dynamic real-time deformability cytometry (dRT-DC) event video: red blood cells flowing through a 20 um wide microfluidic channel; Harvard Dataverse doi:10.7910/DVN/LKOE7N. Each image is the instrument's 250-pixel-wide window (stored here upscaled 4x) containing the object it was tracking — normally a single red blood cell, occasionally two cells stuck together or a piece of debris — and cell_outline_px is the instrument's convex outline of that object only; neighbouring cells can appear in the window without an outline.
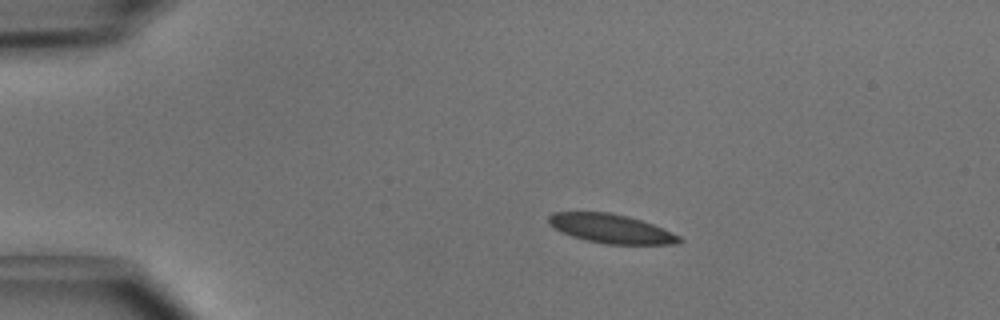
{"species": "common noctule bat (a hibernating species)", "species_latin": "Nyctalus noctula", "temperature_condition": "cold", "stored_images_in_passage": 4, "camera_frame_rate_fps": 3000, "um_per_image_px": 0.085, "animal": {"sex": "male", "body_mass_g": 15.6}, "frame": {"image": 1, "passage_image": 1, "time_ms": 0.0, "image_size_px": [1000, 320], "cell_outline_px": [[684, 240], [680, 244], [604, 244], [572, 236], [548, 224], [548, 216], [552, 212], [608, 212], [628, 216], [652, 224], [680, 236]], "centroid_in_image_um": [51.96, 19.43], "position_along_channel_um": 33.0, "area_um2": 21.91}}
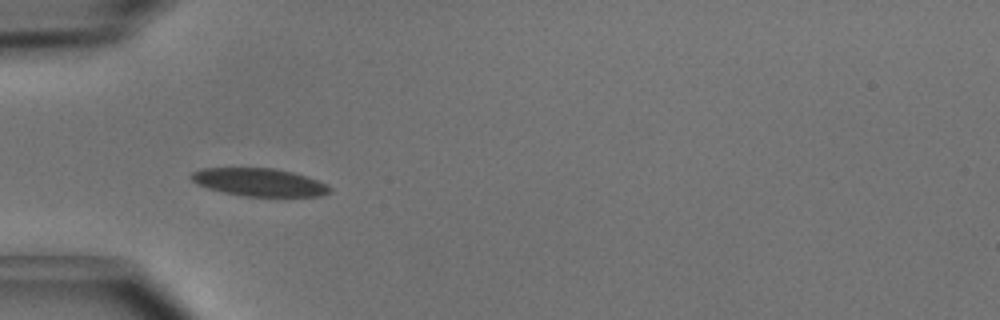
{"frame": {"image": 2, "passage_image": 2, "time_ms": 0.333, "image_size_px": [1000, 320], "cell_outline_px": [[332, 192], [320, 196], [244, 196], [224, 192], [208, 188], [196, 184], [188, 176], [192, 172], [200, 168], [276, 168], [292, 172], [328, 184], [332, 188]], "centroid_in_image_um": [22.02, 15.49], "position_along_channel_um": 63.0, "area_um2": 22.54}}